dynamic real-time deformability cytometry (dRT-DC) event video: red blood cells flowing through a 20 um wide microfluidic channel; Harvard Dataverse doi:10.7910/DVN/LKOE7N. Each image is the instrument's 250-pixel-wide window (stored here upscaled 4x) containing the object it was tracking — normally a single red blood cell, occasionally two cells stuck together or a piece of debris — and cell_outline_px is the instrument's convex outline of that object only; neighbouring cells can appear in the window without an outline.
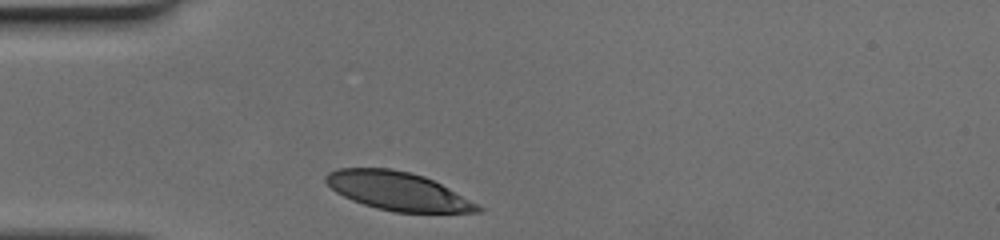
{"species": "human", "species_latin": "Homo sapiens", "temperature_condition": "cold", "stored_images_in_passage": 26, "camera_frame_rate_fps": 3000, "um_per_image_px": 0.085, "donor": {"sex": "female"}, "frame": {"image": 1, "passage_image": 1, "time_ms": 0.0, "image_size_px": [1000, 240], "cell_outline_px": [[484, 212], [396, 212], [376, 208], [352, 200], [336, 192], [324, 180], [324, 176], [328, 172], [336, 168], [388, 168], [408, 172], [424, 176], [480, 204], [484, 208]], "centroid_in_image_um": [33.82, 16.24], "position_along_channel_um": 51.2, "area_um2": 33.81}}
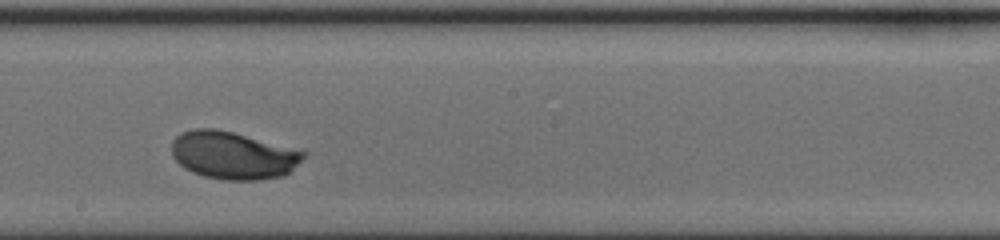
{"frame": {"image": 2, "passage_image": 15, "time_ms": 4.667, "image_size_px": [1000, 240], "cell_outline_px": [[308, 152], [284, 176], [260, 180], [224, 180], [204, 176], [192, 172], [184, 168], [172, 156], [172, 140], [180, 132], [192, 128], [216, 128], [232, 132]], "centroid_in_image_um": [19.76, 13.2], "position_along_channel_um": 228.4, "area_um2": 36.47}}
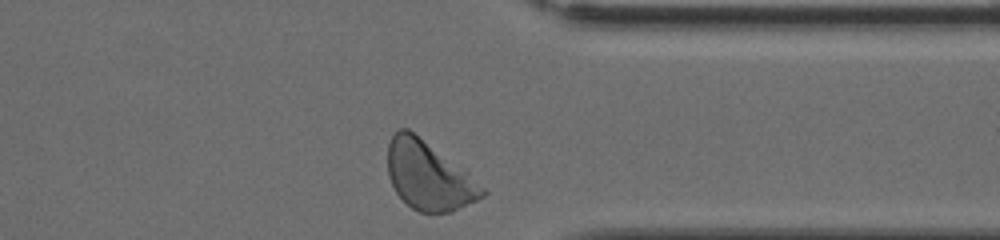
{"frame": {"image": 3, "passage_image": 26, "time_ms": 8.333, "image_size_px": [1000, 240], "cell_outline_px": [[488, 192], [484, 196], [452, 212], [420, 212], [412, 208], [396, 192], [388, 176], [388, 144], [392, 136], [400, 128], [408, 128], [468, 168]], "centroid_in_image_um": [36.5, 14.9], "position_along_channel_um": 374.9, "area_um2": 38.44}}